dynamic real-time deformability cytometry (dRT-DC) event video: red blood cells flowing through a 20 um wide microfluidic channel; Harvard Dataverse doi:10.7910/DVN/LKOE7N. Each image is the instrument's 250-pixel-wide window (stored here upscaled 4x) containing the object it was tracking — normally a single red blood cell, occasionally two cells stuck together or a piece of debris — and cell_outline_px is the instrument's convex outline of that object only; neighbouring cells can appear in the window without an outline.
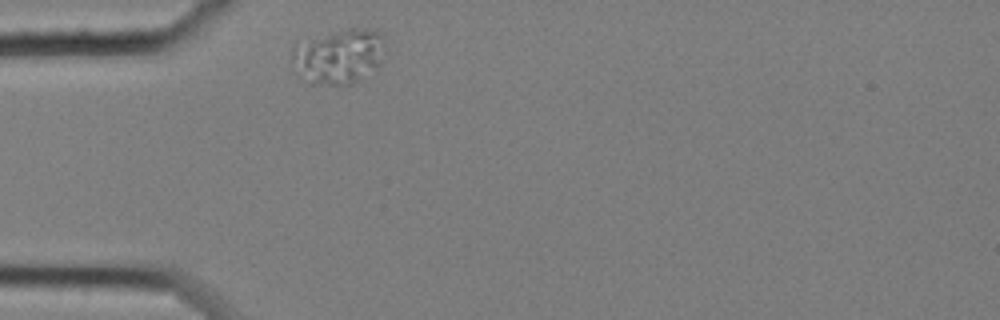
{"species": "common noctule bat (a hibernating species)", "species_latin": "Nyctalus noctula", "temperature_condition": "cold", "stored_images_in_passage": 35, "camera_frame_rate_fps": 3000, "um_per_image_px": 0.085, "animal": {"sex": "female", "body_mass_g": 25.1}, "frame": {"image": 1, "passage_image": 1, "time_ms": 0.0, "image_size_px": [1000, 320], "cell_outline_px": [[388, 52], [380, 64], [364, 80], [352, 84], [312, 84], [300, 76], [292, 60], [292, 48], [296, 40], [352, 28], [364, 28], [380, 32], [388, 44]], "centroid_in_image_um": [28.86, 4.77], "position_along_channel_um": 56.1, "area_um2": 30.81}}
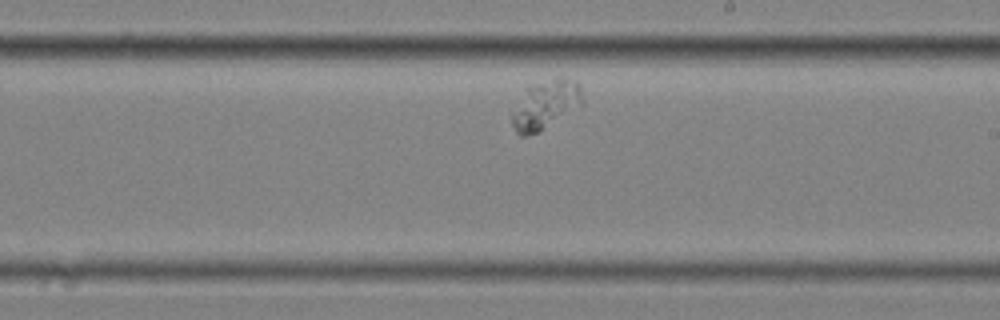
{"frame": {"image": 2, "passage_image": 20, "time_ms": 6.333, "image_size_px": [1000, 320], "cell_outline_px": [[584, 104], [540, 132], [528, 136], [520, 136], [516, 132], [508, 116], [528, 88], [536, 84], [556, 76], [564, 76], [576, 80], [580, 84], [584, 96]], "centroid_in_image_um": [46.41, 8.91], "position_along_channel_um": 242.6, "area_um2": 20.63}}
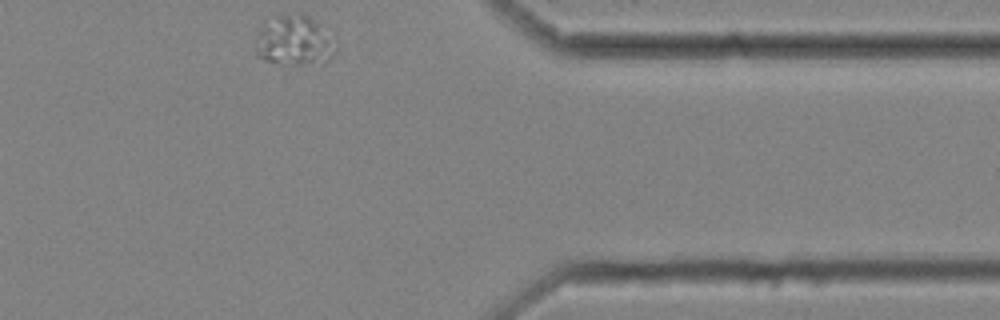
{"frame": {"image": 3, "passage_image": 35, "time_ms": 11.333, "image_size_px": [1000, 320], "cell_outline_px": [[336, 48], [332, 56], [324, 64], [296, 64], [264, 60], [256, 56], [256, 40], [264, 24], [276, 12], [308, 16], [336, 36]], "centroid_in_image_um": [25.07, 3.44], "position_along_channel_um": 386.3, "area_um2": 23.7}}